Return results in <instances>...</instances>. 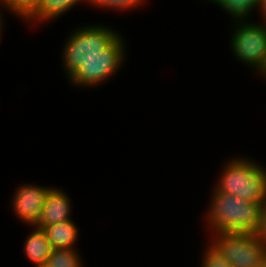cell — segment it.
Listing matches in <instances>:
<instances>
[{"label":"cell","mask_w":266,"mask_h":267,"mask_svg":"<svg viewBox=\"0 0 266 267\" xmlns=\"http://www.w3.org/2000/svg\"><path fill=\"white\" fill-rule=\"evenodd\" d=\"M52 249H74L78 240V227L73 220L52 224L43 227Z\"/></svg>","instance_id":"cell-9"},{"label":"cell","mask_w":266,"mask_h":267,"mask_svg":"<svg viewBox=\"0 0 266 267\" xmlns=\"http://www.w3.org/2000/svg\"><path fill=\"white\" fill-rule=\"evenodd\" d=\"M217 191L237 198L264 203L266 201V168L250 159L233 158L222 169Z\"/></svg>","instance_id":"cell-2"},{"label":"cell","mask_w":266,"mask_h":267,"mask_svg":"<svg viewBox=\"0 0 266 267\" xmlns=\"http://www.w3.org/2000/svg\"><path fill=\"white\" fill-rule=\"evenodd\" d=\"M92 6L115 9V10H130L142 5L144 0H87Z\"/></svg>","instance_id":"cell-16"},{"label":"cell","mask_w":266,"mask_h":267,"mask_svg":"<svg viewBox=\"0 0 266 267\" xmlns=\"http://www.w3.org/2000/svg\"><path fill=\"white\" fill-rule=\"evenodd\" d=\"M3 24V20H2V15L0 13V35H1V32H2V25Z\"/></svg>","instance_id":"cell-20"},{"label":"cell","mask_w":266,"mask_h":267,"mask_svg":"<svg viewBox=\"0 0 266 267\" xmlns=\"http://www.w3.org/2000/svg\"><path fill=\"white\" fill-rule=\"evenodd\" d=\"M210 199L206 220L211 232L255 233L263 203L246 201L215 188Z\"/></svg>","instance_id":"cell-1"},{"label":"cell","mask_w":266,"mask_h":267,"mask_svg":"<svg viewBox=\"0 0 266 267\" xmlns=\"http://www.w3.org/2000/svg\"><path fill=\"white\" fill-rule=\"evenodd\" d=\"M211 243L232 267H254L266 258V245L252 233L216 232Z\"/></svg>","instance_id":"cell-5"},{"label":"cell","mask_w":266,"mask_h":267,"mask_svg":"<svg viewBox=\"0 0 266 267\" xmlns=\"http://www.w3.org/2000/svg\"><path fill=\"white\" fill-rule=\"evenodd\" d=\"M260 12L262 13V18H264L263 23L265 22L266 24V0H261L259 8Z\"/></svg>","instance_id":"cell-18"},{"label":"cell","mask_w":266,"mask_h":267,"mask_svg":"<svg viewBox=\"0 0 266 267\" xmlns=\"http://www.w3.org/2000/svg\"><path fill=\"white\" fill-rule=\"evenodd\" d=\"M254 234L266 245V201L261 206L259 224Z\"/></svg>","instance_id":"cell-17"},{"label":"cell","mask_w":266,"mask_h":267,"mask_svg":"<svg viewBox=\"0 0 266 267\" xmlns=\"http://www.w3.org/2000/svg\"><path fill=\"white\" fill-rule=\"evenodd\" d=\"M41 0H4L2 6L28 21L38 10Z\"/></svg>","instance_id":"cell-14"},{"label":"cell","mask_w":266,"mask_h":267,"mask_svg":"<svg viewBox=\"0 0 266 267\" xmlns=\"http://www.w3.org/2000/svg\"><path fill=\"white\" fill-rule=\"evenodd\" d=\"M261 75L264 76L263 78L266 79V67H265V69L262 71Z\"/></svg>","instance_id":"cell-22"},{"label":"cell","mask_w":266,"mask_h":267,"mask_svg":"<svg viewBox=\"0 0 266 267\" xmlns=\"http://www.w3.org/2000/svg\"><path fill=\"white\" fill-rule=\"evenodd\" d=\"M77 249H52L46 265L43 267H83L82 258Z\"/></svg>","instance_id":"cell-13"},{"label":"cell","mask_w":266,"mask_h":267,"mask_svg":"<svg viewBox=\"0 0 266 267\" xmlns=\"http://www.w3.org/2000/svg\"><path fill=\"white\" fill-rule=\"evenodd\" d=\"M254 267H266V258H264L262 261H260L257 265Z\"/></svg>","instance_id":"cell-19"},{"label":"cell","mask_w":266,"mask_h":267,"mask_svg":"<svg viewBox=\"0 0 266 267\" xmlns=\"http://www.w3.org/2000/svg\"><path fill=\"white\" fill-rule=\"evenodd\" d=\"M63 48V67L69 79L93 57H108V45L119 35L111 27L90 25L70 33Z\"/></svg>","instance_id":"cell-3"},{"label":"cell","mask_w":266,"mask_h":267,"mask_svg":"<svg viewBox=\"0 0 266 267\" xmlns=\"http://www.w3.org/2000/svg\"><path fill=\"white\" fill-rule=\"evenodd\" d=\"M235 23L231 51L240 62L261 74L266 67V24L251 20Z\"/></svg>","instance_id":"cell-4"},{"label":"cell","mask_w":266,"mask_h":267,"mask_svg":"<svg viewBox=\"0 0 266 267\" xmlns=\"http://www.w3.org/2000/svg\"><path fill=\"white\" fill-rule=\"evenodd\" d=\"M51 188L34 184L18 187L12 201V207L18 218L34 227L40 218L46 196Z\"/></svg>","instance_id":"cell-7"},{"label":"cell","mask_w":266,"mask_h":267,"mask_svg":"<svg viewBox=\"0 0 266 267\" xmlns=\"http://www.w3.org/2000/svg\"><path fill=\"white\" fill-rule=\"evenodd\" d=\"M82 1L85 0H41L37 12L27 22L54 20Z\"/></svg>","instance_id":"cell-11"},{"label":"cell","mask_w":266,"mask_h":267,"mask_svg":"<svg viewBox=\"0 0 266 267\" xmlns=\"http://www.w3.org/2000/svg\"><path fill=\"white\" fill-rule=\"evenodd\" d=\"M52 251L50 242L46 234L40 228L35 227L34 230L26 237L24 243V252L28 260L34 263L35 267H43L46 265Z\"/></svg>","instance_id":"cell-10"},{"label":"cell","mask_w":266,"mask_h":267,"mask_svg":"<svg viewBox=\"0 0 266 267\" xmlns=\"http://www.w3.org/2000/svg\"><path fill=\"white\" fill-rule=\"evenodd\" d=\"M3 2H4V0H0V4H1V6H2Z\"/></svg>","instance_id":"cell-23"},{"label":"cell","mask_w":266,"mask_h":267,"mask_svg":"<svg viewBox=\"0 0 266 267\" xmlns=\"http://www.w3.org/2000/svg\"><path fill=\"white\" fill-rule=\"evenodd\" d=\"M223 0H209V2H213L214 4H220Z\"/></svg>","instance_id":"cell-21"},{"label":"cell","mask_w":266,"mask_h":267,"mask_svg":"<svg viewBox=\"0 0 266 267\" xmlns=\"http://www.w3.org/2000/svg\"><path fill=\"white\" fill-rule=\"evenodd\" d=\"M206 252L202 256L201 267H232L224 255L211 243H207Z\"/></svg>","instance_id":"cell-15"},{"label":"cell","mask_w":266,"mask_h":267,"mask_svg":"<svg viewBox=\"0 0 266 267\" xmlns=\"http://www.w3.org/2000/svg\"><path fill=\"white\" fill-rule=\"evenodd\" d=\"M122 35H118L108 45V57H93L88 59L69 79L78 87H94L116 74L125 60L126 45Z\"/></svg>","instance_id":"cell-6"},{"label":"cell","mask_w":266,"mask_h":267,"mask_svg":"<svg viewBox=\"0 0 266 267\" xmlns=\"http://www.w3.org/2000/svg\"><path fill=\"white\" fill-rule=\"evenodd\" d=\"M259 5L257 0H223L218 6L228 12L235 22L248 20Z\"/></svg>","instance_id":"cell-12"},{"label":"cell","mask_w":266,"mask_h":267,"mask_svg":"<svg viewBox=\"0 0 266 267\" xmlns=\"http://www.w3.org/2000/svg\"><path fill=\"white\" fill-rule=\"evenodd\" d=\"M70 202L69 196L63 190L51 188L46 196L40 218L34 227L42 229L52 224L72 220Z\"/></svg>","instance_id":"cell-8"}]
</instances>
